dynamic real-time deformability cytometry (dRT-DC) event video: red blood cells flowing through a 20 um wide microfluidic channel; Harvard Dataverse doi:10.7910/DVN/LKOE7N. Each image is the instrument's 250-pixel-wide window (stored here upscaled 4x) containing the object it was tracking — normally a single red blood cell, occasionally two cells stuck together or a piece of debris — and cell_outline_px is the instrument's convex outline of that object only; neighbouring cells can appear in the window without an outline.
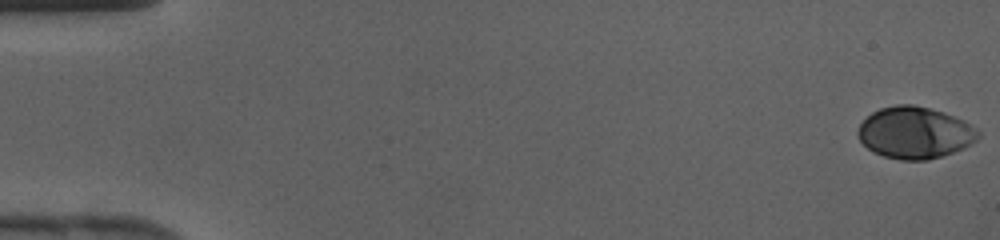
{"species": "human", "species_latin": "Homo sapiens", "temperature_condition": "cold", "stored_images_in_passage": 43, "camera_frame_rate_fps": 3000, "um_per_image_px": 0.085, "donor": {"sex": "female"}, "frame": {"image": 1, "passage_image": 1, "time_ms": 0.0, "image_size_px": [1000, 240], "cell_outline_px": [[980, 136], [976, 140], [964, 148], [928, 160], [900, 160], [884, 156], [868, 148], [856, 136], [856, 132], [860, 124], [872, 112], [880, 108], [896, 104], [912, 104], [928, 108], [964, 120], [976, 128], [980, 132]], "centroid_in_image_um": [77.75, 11.28], "position_along_channel_um": 7.3, "area_um2": 36.07}}
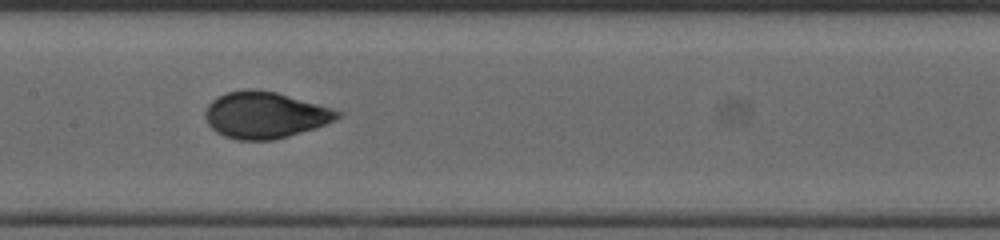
{"frame": {"image": 2, "passage_image": 22, "time_ms": 7.0, "image_size_px": [1000, 240], "cell_outline_px": [[344, 112], [336, 120], [316, 128], [288, 136], [272, 140], [236, 140], [224, 136], [216, 132], [208, 124], [204, 116], [204, 112], [208, 104], [216, 96], [228, 92], [248, 88], [276, 92], [332, 108]], "centroid_in_image_um": [22.51, 9.78], "position_along_channel_um": 184.9, "area_um2": 36.01}}
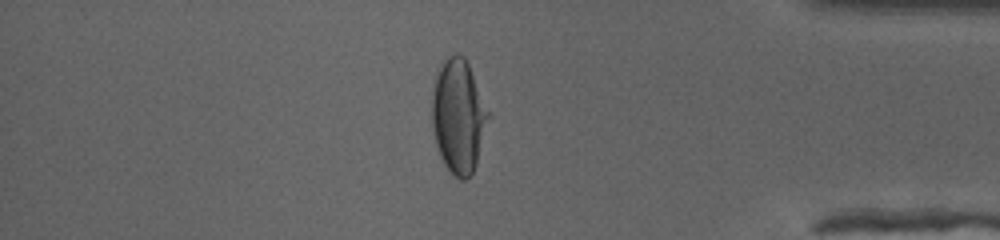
{"frame": {"image": 3, "passage_image": 37, "time_ms": 12.0, "image_size_px": [1000, 240], "cell_outline_px": [[488, 116], [476, 164], [472, 172], [464, 180], [460, 180], [444, 164], [440, 156], [436, 144], [432, 128], [432, 96], [436, 76], [444, 60], [448, 56], [456, 52], [464, 56], [468, 64], [488, 112]], "centroid_in_image_um": [38.93, 9.86], "position_along_channel_um": 396.3, "area_um2": 36.36}}